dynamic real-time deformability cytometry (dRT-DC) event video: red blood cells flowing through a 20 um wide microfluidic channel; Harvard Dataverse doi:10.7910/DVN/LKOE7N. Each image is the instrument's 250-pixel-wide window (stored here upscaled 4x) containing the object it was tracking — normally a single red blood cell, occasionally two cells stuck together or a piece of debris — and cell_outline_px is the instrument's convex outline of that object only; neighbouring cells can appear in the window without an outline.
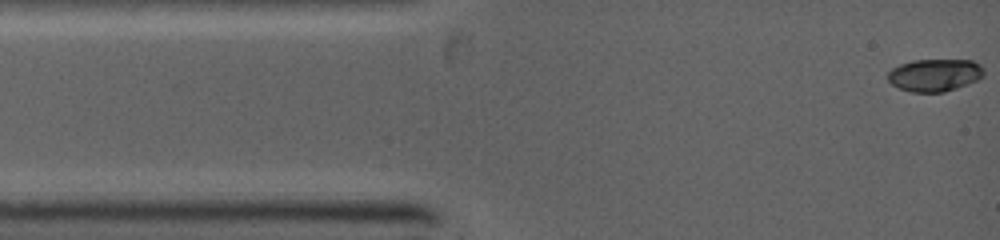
{"species": "common noctule bat (a hibernating species)", "species_latin": "Nyctalus noctula", "temperature_condition": "warm", "stored_images_in_passage": 14, "camera_frame_rate_fps": 5000, "um_per_image_px": 0.085, "animal": {"sex": "female", "body_mass_g": 19.0, "forearm_length_mm": 53.3}, "frame": {"image": 1, "passage_image": 1, "time_ms": 0.0, "image_size_px": [1000, 240], "cell_outline_px": [[984, 76], [976, 80], [956, 88], [944, 92], [912, 92], [900, 88], [892, 84], [888, 80], [888, 72], [892, 68], [900, 64], [912, 60], [972, 60], [980, 64], [984, 68]], "centroid_in_image_um": [79.46, 6.37], "position_along_channel_um": 5.5, "area_um2": 18.15}}
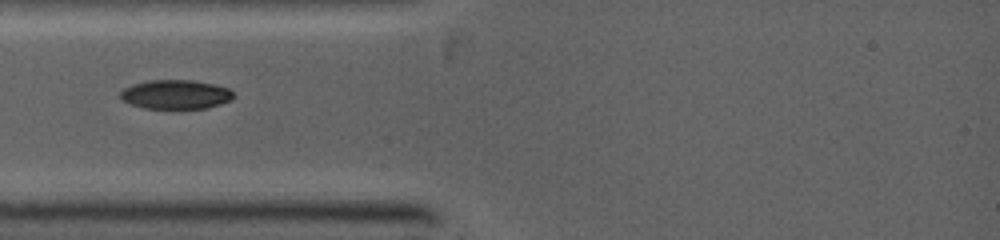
{"frame": {"image": 2, "passage_image": 7, "time_ms": 2.8, "image_size_px": [1000, 240], "cell_outline_px": [[236, 96], [232, 100], [208, 108], [144, 108], [132, 104], [124, 100], [120, 96], [120, 92], [124, 88], [132, 84], [148, 80], [192, 80], [212, 84], [228, 88]], "centroid_in_image_um": [14.95, 8.02], "position_along_channel_um": 70.0, "area_um2": 19.13}}
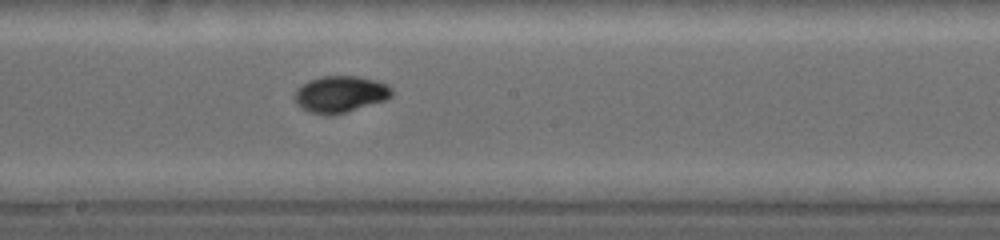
{"frame": {"image": 3, "passage_image": 14, "time_ms": 6.0, "image_size_px": [1000, 240], "cell_outline_px": [[392, 96], [384, 100], [344, 112], [308, 112], [296, 104], [296, 92], [308, 80], [320, 76], [356, 76], [376, 80], [388, 84], [392, 88]], "centroid_in_image_um": [28.97, 7.95], "position_along_channel_um": 219.2, "area_um2": 19.94}}